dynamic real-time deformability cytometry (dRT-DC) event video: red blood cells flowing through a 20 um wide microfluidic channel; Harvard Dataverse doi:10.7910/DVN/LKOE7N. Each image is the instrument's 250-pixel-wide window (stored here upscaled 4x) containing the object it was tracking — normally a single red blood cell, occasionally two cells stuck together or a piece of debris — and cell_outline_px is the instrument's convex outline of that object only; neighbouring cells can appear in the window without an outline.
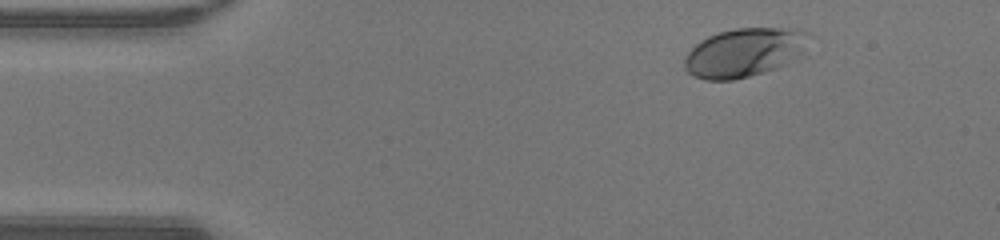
{"species": "human", "species_latin": "Homo sapiens", "temperature_condition": "warm", "stored_images_in_passage": 45, "camera_frame_rate_fps": 3000, "um_per_image_px": 0.085, "donor": {"sex": "male"}, "frame": {"image": 1, "passage_image": 4, "time_ms": 1.0, "image_size_px": [1000, 240], "cell_outline_px": [[812, 36], [800, 52], [784, 64], [776, 68], [764, 72], [732, 80], [704, 80], [692, 76], [684, 68], [684, 56], [700, 40], [708, 36], [720, 32], [736, 28], [796, 28], [812, 32]], "centroid_in_image_um": [63.24, 4.45], "position_along_channel_um": 21.8, "area_um2": 35.32}}
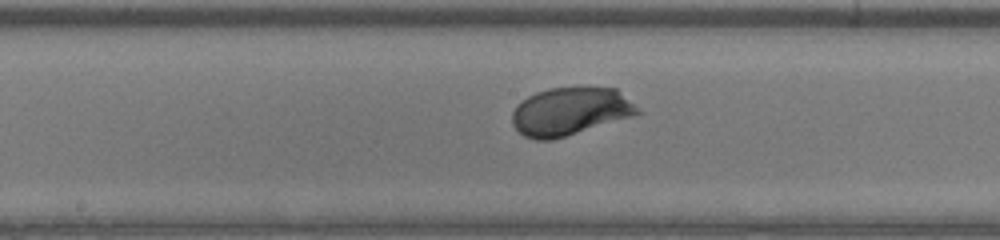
{"frame": {"image": 2, "passage_image": 22, "time_ms": 7.0, "image_size_px": [1000, 240], "cell_outline_px": [[644, 112], [632, 116], [552, 140], [536, 140], [524, 136], [512, 124], [512, 112], [516, 104], [520, 100], [536, 92], [548, 88], [616, 88]], "centroid_in_image_um": [48.43, 9.47], "position_along_channel_um": 199.8, "area_um2": 34.85}}
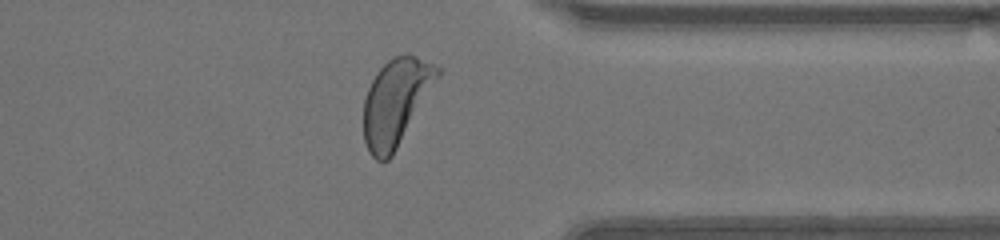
{"frame": {"image": 3, "passage_image": 35, "time_ms": 11.333, "image_size_px": [1000, 240], "cell_outline_px": [[440, 76], [392, 156], [388, 160], [376, 160], [368, 152], [364, 140], [364, 100], [368, 88], [376, 72], [388, 60], [396, 56], [416, 56], [440, 68]], "centroid_in_image_um": [33.63, 8.69], "position_along_channel_um": 377.8, "area_um2": 36.65}, "authors_computed_cell_mechanics": {"area_um2": 34.6222, "velocity_mm_per_s": 4.3143, "shape_relaxation_time_tau1_ms": 1.523, "shape_relaxation_time_tau2_ms": null, "deformation_change_tau1": 0.1406, "deformation_change_tau2": null}}